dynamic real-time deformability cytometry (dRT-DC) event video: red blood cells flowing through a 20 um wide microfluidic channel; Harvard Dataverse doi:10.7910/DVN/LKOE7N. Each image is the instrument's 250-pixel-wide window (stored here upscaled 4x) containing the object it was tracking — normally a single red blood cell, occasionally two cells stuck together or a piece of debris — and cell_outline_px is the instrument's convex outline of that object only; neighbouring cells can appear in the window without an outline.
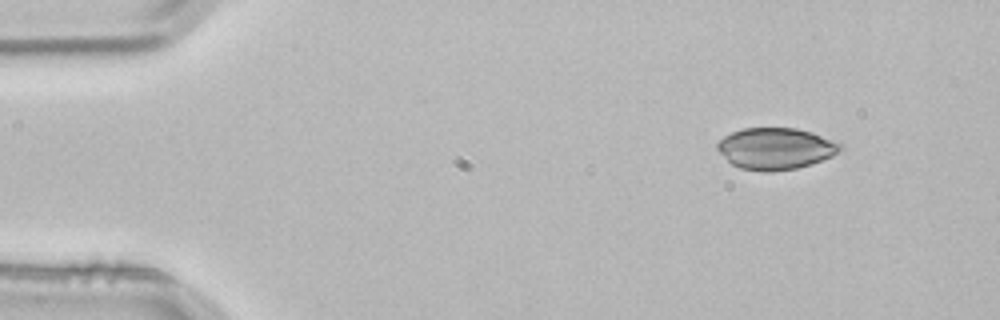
{"species": "common noctule bat (a hibernating species)", "species_latin": "Nyctalus noctula", "temperature_condition": "room temperature", "stored_images_in_passage": 3, "camera_frame_rate_fps": 3000, "um_per_image_px": 0.085, "animal": {"sex": "male", "body_mass_g": 21.5, "forearm_length_mm": 52.0}, "frame": {"image": 1, "passage_image": 1, "time_ms": 0.0, "image_size_px": [1000, 320], "cell_outline_px": [[844, 148], [832, 156], [796, 168], [772, 172], [764, 172], [740, 168], [732, 164], [716, 148], [716, 144], [724, 136], [732, 132], [744, 128], [796, 128], [812, 132], [844, 144]], "centroid_in_image_um": [65.94, 12.62], "position_along_channel_um": 19.1, "area_um2": 29.71}}
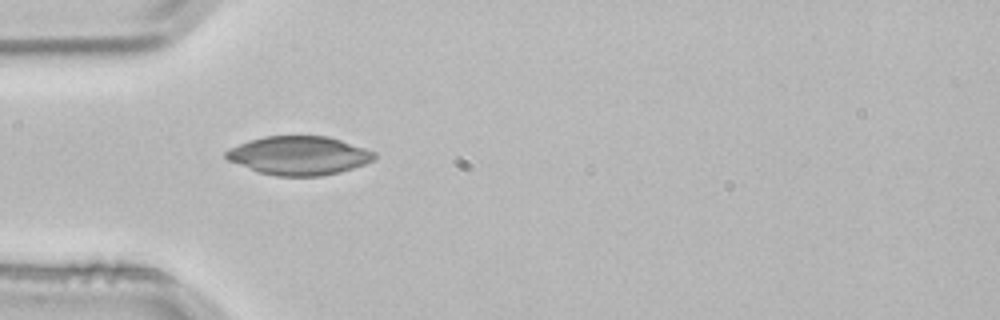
{"frame": {"image": 2, "passage_image": 3, "time_ms": 0.667, "image_size_px": [1000, 320], "cell_outline_px": [[376, 156], [372, 160], [364, 164], [340, 172], [320, 176], [276, 176], [256, 172], [228, 160], [224, 156], [224, 152], [240, 144], [264, 136], [328, 136], [376, 152]], "centroid_in_image_um": [25.4, 13.23], "position_along_channel_um": 59.6, "area_um2": 33.23}}